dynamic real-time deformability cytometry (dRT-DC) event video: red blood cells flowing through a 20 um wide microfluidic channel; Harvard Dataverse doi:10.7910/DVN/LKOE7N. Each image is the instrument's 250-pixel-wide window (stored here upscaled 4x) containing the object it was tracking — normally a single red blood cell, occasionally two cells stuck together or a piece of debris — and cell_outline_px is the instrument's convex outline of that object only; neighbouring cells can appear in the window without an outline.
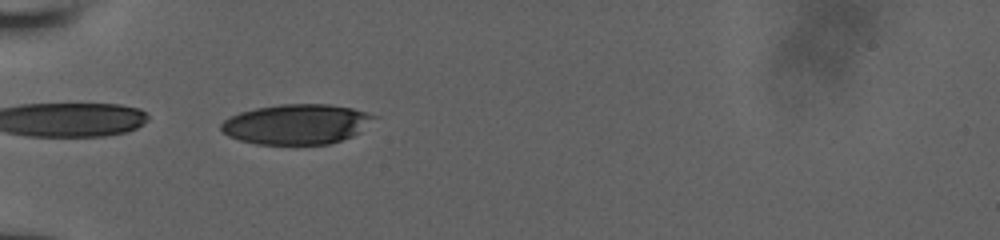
{"species": "human", "species_latin": "Homo sapiens", "temperature_condition": "room temperature", "stored_images_in_passage": 28, "camera_frame_rate_fps": 3000, "um_per_image_px": 0.085, "donor": {"sex": "male"}, "frame": {"image": 1, "passage_image": 1, "time_ms": 0.0, "image_size_px": [1000, 240], "cell_outline_px": [[380, 116], [352, 136], [328, 144], [256, 144], [240, 140], [228, 136], [220, 128], [220, 124], [224, 120], [240, 112], [256, 108], [280, 104], [332, 104], [352, 108]], "centroid_in_image_um": [25.22, 10.55], "position_along_channel_um": 59.8, "area_um2": 35.6}}
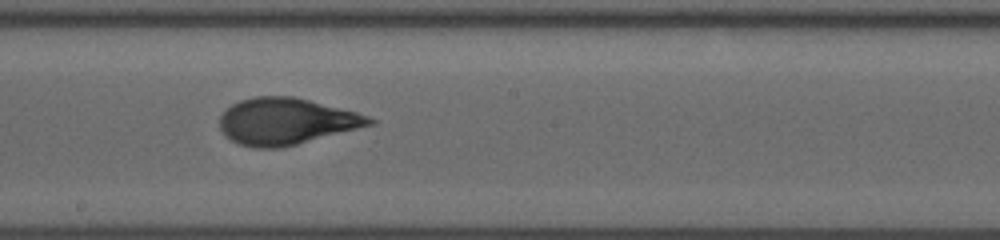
{"frame": {"image": 2, "passage_image": 12, "time_ms": 4.333, "image_size_px": [1000, 240], "cell_outline_px": [[376, 124], [280, 148], [252, 148], [240, 144], [224, 136], [220, 128], [220, 116], [232, 104], [240, 100], [256, 96], [292, 96], [356, 112], [368, 116], [376, 120]], "centroid_in_image_um": [24.31, 10.32], "position_along_channel_um": 223.9, "area_um2": 40.4}}
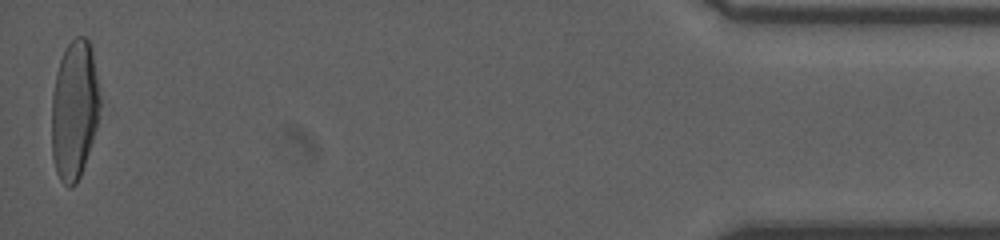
{"frame": {"image": 3, "passage_image": 28, "time_ms": 11.333, "image_size_px": [1000, 240], "cell_outline_px": [[100, 116], [80, 176], [76, 184], [72, 188], [68, 188], [60, 180], [56, 172], [52, 156], [52, 96], [56, 72], [60, 60], [68, 44], [76, 36], [84, 36], [88, 40], [92, 48], [100, 100]], "centroid_in_image_um": [6.32, 9.36], "position_along_channel_um": 428.9, "area_um2": 39.19}}